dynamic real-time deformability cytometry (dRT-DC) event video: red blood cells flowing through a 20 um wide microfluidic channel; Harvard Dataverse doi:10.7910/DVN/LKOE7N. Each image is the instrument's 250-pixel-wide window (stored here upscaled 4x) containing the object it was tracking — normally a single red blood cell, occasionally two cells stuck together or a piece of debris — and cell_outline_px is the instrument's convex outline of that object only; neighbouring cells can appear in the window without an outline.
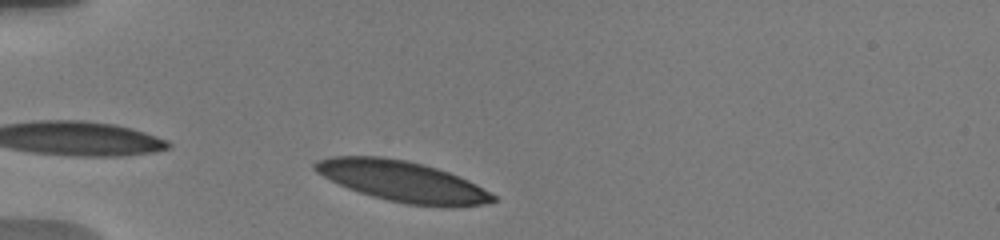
{"species": "human", "species_latin": "Homo sapiens", "temperature_condition": "warm", "stored_images_in_passage": 28, "camera_frame_rate_fps": 3000, "um_per_image_px": 0.085, "donor": {"sex": "male"}, "frame": {"image": 1, "passage_image": 1, "time_ms": 0.0, "image_size_px": [1000, 240], "cell_outline_px": [[496, 200], [484, 204], [452, 208], [408, 204], [388, 200], [372, 196], [348, 188], [316, 172], [312, 168], [312, 164], [316, 160], [332, 156], [380, 156], [404, 160], [424, 164], [448, 172], [468, 180], [476, 184], [496, 196]], "centroid_in_image_um": [34.21, 15.41], "position_along_channel_um": 50.8, "area_um2": 42.14}}
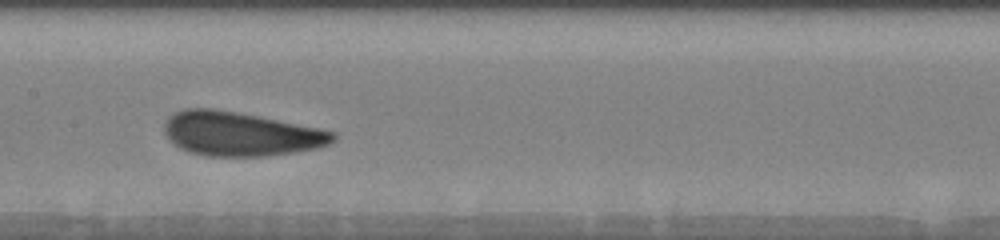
{"frame": {"image": 2, "passage_image": 9, "time_ms": 4.333, "image_size_px": [1000, 240], "cell_outline_px": [[336, 140], [328, 144], [316, 148], [268, 156], [208, 156], [188, 152], [180, 148], [168, 140], [164, 132], [164, 124], [168, 116], [172, 112], [184, 108], [212, 108], [236, 112], [320, 128], [336, 132]], "centroid_in_image_um": [20.39, 11.37], "position_along_channel_um": 187.0, "area_um2": 43.47}}
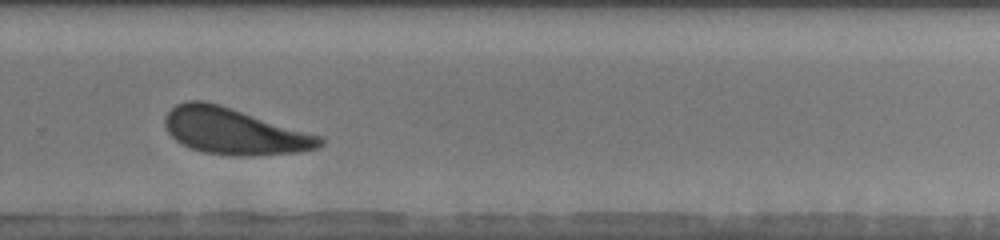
{"frame": {"image": 3, "passage_image": 15, "time_ms": 7.667, "image_size_px": [1000, 240], "cell_outline_px": [[324, 144], [316, 148], [300, 152], [252, 156], [232, 156], [204, 152], [188, 148], [176, 140], [168, 132], [164, 124], [164, 116], [176, 104], [188, 100], [204, 100], [220, 104], [324, 136]], "centroid_in_image_um": [19.93, 11.15], "position_along_channel_um": 309.9, "area_um2": 42.37}, "authors_computed_cell_mechanics": {"area_um2": 41.6738, "velocity_mm_per_s": 3.7044, "shape_relaxation_time_tau1_ms": 2.7417, "shape_relaxation_time_tau2_ms": 1.4881, "deformation_change_tau1": 0.1014, "deformation_change_tau2": 0.0864}}